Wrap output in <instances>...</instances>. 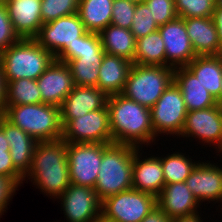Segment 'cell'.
Returning a JSON list of instances; mask_svg holds the SVG:
<instances>
[{"label": "cell", "instance_id": "6da1fadb", "mask_svg": "<svg viewBox=\"0 0 222 222\" xmlns=\"http://www.w3.org/2000/svg\"><path fill=\"white\" fill-rule=\"evenodd\" d=\"M107 107L112 143L140 149L156 140L149 108L122 94L108 96Z\"/></svg>", "mask_w": 222, "mask_h": 222}, {"label": "cell", "instance_id": "7a4b0ae2", "mask_svg": "<svg viewBox=\"0 0 222 222\" xmlns=\"http://www.w3.org/2000/svg\"><path fill=\"white\" fill-rule=\"evenodd\" d=\"M29 176V177H28ZM31 178L41 192L50 198H58L68 188L70 172L67 158V142L62 138L37 143L30 170L24 176Z\"/></svg>", "mask_w": 222, "mask_h": 222}, {"label": "cell", "instance_id": "3957f363", "mask_svg": "<svg viewBox=\"0 0 222 222\" xmlns=\"http://www.w3.org/2000/svg\"><path fill=\"white\" fill-rule=\"evenodd\" d=\"M136 148L123 144H103V156L96 185L98 198L118 194L132 188L133 158Z\"/></svg>", "mask_w": 222, "mask_h": 222}, {"label": "cell", "instance_id": "277c9868", "mask_svg": "<svg viewBox=\"0 0 222 222\" xmlns=\"http://www.w3.org/2000/svg\"><path fill=\"white\" fill-rule=\"evenodd\" d=\"M54 60V55L33 38H21L0 53L5 83L21 78L37 80Z\"/></svg>", "mask_w": 222, "mask_h": 222}, {"label": "cell", "instance_id": "5b68a950", "mask_svg": "<svg viewBox=\"0 0 222 222\" xmlns=\"http://www.w3.org/2000/svg\"><path fill=\"white\" fill-rule=\"evenodd\" d=\"M3 116L38 142L62 138L58 106L44 103L5 106Z\"/></svg>", "mask_w": 222, "mask_h": 222}, {"label": "cell", "instance_id": "8992f818", "mask_svg": "<svg viewBox=\"0 0 222 222\" xmlns=\"http://www.w3.org/2000/svg\"><path fill=\"white\" fill-rule=\"evenodd\" d=\"M174 68L132 65L122 95L151 109L173 81Z\"/></svg>", "mask_w": 222, "mask_h": 222}, {"label": "cell", "instance_id": "52a82bcc", "mask_svg": "<svg viewBox=\"0 0 222 222\" xmlns=\"http://www.w3.org/2000/svg\"><path fill=\"white\" fill-rule=\"evenodd\" d=\"M155 207L157 197L131 188L106 197L101 216L113 222H141Z\"/></svg>", "mask_w": 222, "mask_h": 222}, {"label": "cell", "instance_id": "ba28073f", "mask_svg": "<svg viewBox=\"0 0 222 222\" xmlns=\"http://www.w3.org/2000/svg\"><path fill=\"white\" fill-rule=\"evenodd\" d=\"M61 124L62 139L67 143L112 144L107 106L75 119H61Z\"/></svg>", "mask_w": 222, "mask_h": 222}, {"label": "cell", "instance_id": "9c48e42d", "mask_svg": "<svg viewBox=\"0 0 222 222\" xmlns=\"http://www.w3.org/2000/svg\"><path fill=\"white\" fill-rule=\"evenodd\" d=\"M155 136L159 134L179 136L188 113L183 94L174 81L150 109Z\"/></svg>", "mask_w": 222, "mask_h": 222}, {"label": "cell", "instance_id": "30bf717a", "mask_svg": "<svg viewBox=\"0 0 222 222\" xmlns=\"http://www.w3.org/2000/svg\"><path fill=\"white\" fill-rule=\"evenodd\" d=\"M103 156V143H67L70 183L94 188Z\"/></svg>", "mask_w": 222, "mask_h": 222}, {"label": "cell", "instance_id": "8fae6325", "mask_svg": "<svg viewBox=\"0 0 222 222\" xmlns=\"http://www.w3.org/2000/svg\"><path fill=\"white\" fill-rule=\"evenodd\" d=\"M86 32L78 13H75L43 24L33 39L57 59Z\"/></svg>", "mask_w": 222, "mask_h": 222}, {"label": "cell", "instance_id": "7c38bea8", "mask_svg": "<svg viewBox=\"0 0 222 222\" xmlns=\"http://www.w3.org/2000/svg\"><path fill=\"white\" fill-rule=\"evenodd\" d=\"M193 137L208 145L218 146L222 153V105L189 111L179 137Z\"/></svg>", "mask_w": 222, "mask_h": 222}, {"label": "cell", "instance_id": "4fadbf2b", "mask_svg": "<svg viewBox=\"0 0 222 222\" xmlns=\"http://www.w3.org/2000/svg\"><path fill=\"white\" fill-rule=\"evenodd\" d=\"M57 199L69 222H95L101 216L102 201L92 187L70 184Z\"/></svg>", "mask_w": 222, "mask_h": 222}, {"label": "cell", "instance_id": "5bb4252c", "mask_svg": "<svg viewBox=\"0 0 222 222\" xmlns=\"http://www.w3.org/2000/svg\"><path fill=\"white\" fill-rule=\"evenodd\" d=\"M158 30L164 41L166 67H186L196 57L183 18L177 17Z\"/></svg>", "mask_w": 222, "mask_h": 222}, {"label": "cell", "instance_id": "9a60e30c", "mask_svg": "<svg viewBox=\"0 0 222 222\" xmlns=\"http://www.w3.org/2000/svg\"><path fill=\"white\" fill-rule=\"evenodd\" d=\"M37 85L42 103L58 107L75 86L68 65L56 59L38 77Z\"/></svg>", "mask_w": 222, "mask_h": 222}, {"label": "cell", "instance_id": "2e32d148", "mask_svg": "<svg viewBox=\"0 0 222 222\" xmlns=\"http://www.w3.org/2000/svg\"><path fill=\"white\" fill-rule=\"evenodd\" d=\"M199 162L192 169L185 183L196 199L201 202H222V167Z\"/></svg>", "mask_w": 222, "mask_h": 222}, {"label": "cell", "instance_id": "e0dca14e", "mask_svg": "<svg viewBox=\"0 0 222 222\" xmlns=\"http://www.w3.org/2000/svg\"><path fill=\"white\" fill-rule=\"evenodd\" d=\"M4 5L20 38H34L41 26V0H5Z\"/></svg>", "mask_w": 222, "mask_h": 222}, {"label": "cell", "instance_id": "ac0fdd59", "mask_svg": "<svg viewBox=\"0 0 222 222\" xmlns=\"http://www.w3.org/2000/svg\"><path fill=\"white\" fill-rule=\"evenodd\" d=\"M141 149L136 148L133 158L132 188L157 197L165 185L161 157L140 159Z\"/></svg>", "mask_w": 222, "mask_h": 222}, {"label": "cell", "instance_id": "d6986e66", "mask_svg": "<svg viewBox=\"0 0 222 222\" xmlns=\"http://www.w3.org/2000/svg\"><path fill=\"white\" fill-rule=\"evenodd\" d=\"M108 96L93 86H74L60 107L61 119H75L107 106Z\"/></svg>", "mask_w": 222, "mask_h": 222}, {"label": "cell", "instance_id": "ffe728a7", "mask_svg": "<svg viewBox=\"0 0 222 222\" xmlns=\"http://www.w3.org/2000/svg\"><path fill=\"white\" fill-rule=\"evenodd\" d=\"M199 201L185 182L165 184L157 196V206L170 218L199 213Z\"/></svg>", "mask_w": 222, "mask_h": 222}, {"label": "cell", "instance_id": "44dd1931", "mask_svg": "<svg viewBox=\"0 0 222 222\" xmlns=\"http://www.w3.org/2000/svg\"><path fill=\"white\" fill-rule=\"evenodd\" d=\"M0 128L9 143L11 160L14 167L25 176L30 170L32 157L38 141L0 116Z\"/></svg>", "mask_w": 222, "mask_h": 222}, {"label": "cell", "instance_id": "7402d4cb", "mask_svg": "<svg viewBox=\"0 0 222 222\" xmlns=\"http://www.w3.org/2000/svg\"><path fill=\"white\" fill-rule=\"evenodd\" d=\"M183 19L196 56L221 54L219 36L212 17Z\"/></svg>", "mask_w": 222, "mask_h": 222}, {"label": "cell", "instance_id": "603a6c76", "mask_svg": "<svg viewBox=\"0 0 222 222\" xmlns=\"http://www.w3.org/2000/svg\"><path fill=\"white\" fill-rule=\"evenodd\" d=\"M132 65L123 57L105 53L99 67L97 88L107 96L122 94Z\"/></svg>", "mask_w": 222, "mask_h": 222}, {"label": "cell", "instance_id": "cb8c5ba5", "mask_svg": "<svg viewBox=\"0 0 222 222\" xmlns=\"http://www.w3.org/2000/svg\"><path fill=\"white\" fill-rule=\"evenodd\" d=\"M173 81L183 94L188 112L206 109L218 104L217 100L187 67L174 68Z\"/></svg>", "mask_w": 222, "mask_h": 222}, {"label": "cell", "instance_id": "d4e9b609", "mask_svg": "<svg viewBox=\"0 0 222 222\" xmlns=\"http://www.w3.org/2000/svg\"><path fill=\"white\" fill-rule=\"evenodd\" d=\"M186 67L197 77L198 81L220 105L222 56H196Z\"/></svg>", "mask_w": 222, "mask_h": 222}, {"label": "cell", "instance_id": "484cf974", "mask_svg": "<svg viewBox=\"0 0 222 222\" xmlns=\"http://www.w3.org/2000/svg\"><path fill=\"white\" fill-rule=\"evenodd\" d=\"M99 36L105 53L123 57L134 63L136 39L129 29L109 24Z\"/></svg>", "mask_w": 222, "mask_h": 222}, {"label": "cell", "instance_id": "4316f807", "mask_svg": "<svg viewBox=\"0 0 222 222\" xmlns=\"http://www.w3.org/2000/svg\"><path fill=\"white\" fill-rule=\"evenodd\" d=\"M114 0H80L78 15L87 32L100 33L112 20Z\"/></svg>", "mask_w": 222, "mask_h": 222}, {"label": "cell", "instance_id": "83f0119b", "mask_svg": "<svg viewBox=\"0 0 222 222\" xmlns=\"http://www.w3.org/2000/svg\"><path fill=\"white\" fill-rule=\"evenodd\" d=\"M105 52L79 53V58L70 60L68 65L74 85L97 87L99 67Z\"/></svg>", "mask_w": 222, "mask_h": 222}, {"label": "cell", "instance_id": "f1b7e54d", "mask_svg": "<svg viewBox=\"0 0 222 222\" xmlns=\"http://www.w3.org/2000/svg\"><path fill=\"white\" fill-rule=\"evenodd\" d=\"M134 64L166 66V53L159 30L136 40Z\"/></svg>", "mask_w": 222, "mask_h": 222}, {"label": "cell", "instance_id": "f546056e", "mask_svg": "<svg viewBox=\"0 0 222 222\" xmlns=\"http://www.w3.org/2000/svg\"><path fill=\"white\" fill-rule=\"evenodd\" d=\"M42 103L37 80L21 78L6 83L5 106Z\"/></svg>", "mask_w": 222, "mask_h": 222}, {"label": "cell", "instance_id": "4dcf8cb0", "mask_svg": "<svg viewBox=\"0 0 222 222\" xmlns=\"http://www.w3.org/2000/svg\"><path fill=\"white\" fill-rule=\"evenodd\" d=\"M165 184L177 182H185L190 175L192 169L196 166V162H192L189 156L184 154L173 153L165 157H161Z\"/></svg>", "mask_w": 222, "mask_h": 222}, {"label": "cell", "instance_id": "1f68e13d", "mask_svg": "<svg viewBox=\"0 0 222 222\" xmlns=\"http://www.w3.org/2000/svg\"><path fill=\"white\" fill-rule=\"evenodd\" d=\"M87 52H105L102 48L99 33L86 32L73 45H69L56 60L67 63L79 58V53Z\"/></svg>", "mask_w": 222, "mask_h": 222}, {"label": "cell", "instance_id": "d6a6232c", "mask_svg": "<svg viewBox=\"0 0 222 222\" xmlns=\"http://www.w3.org/2000/svg\"><path fill=\"white\" fill-rule=\"evenodd\" d=\"M80 0H41L43 24L78 12Z\"/></svg>", "mask_w": 222, "mask_h": 222}, {"label": "cell", "instance_id": "836d02e7", "mask_svg": "<svg viewBox=\"0 0 222 222\" xmlns=\"http://www.w3.org/2000/svg\"><path fill=\"white\" fill-rule=\"evenodd\" d=\"M175 8L178 17H212L215 8V0H175Z\"/></svg>", "mask_w": 222, "mask_h": 222}, {"label": "cell", "instance_id": "e575fe53", "mask_svg": "<svg viewBox=\"0 0 222 222\" xmlns=\"http://www.w3.org/2000/svg\"><path fill=\"white\" fill-rule=\"evenodd\" d=\"M159 26L155 22L151 11L144 3H136L135 13L132 19L130 31L135 39L144 37L150 33L157 31Z\"/></svg>", "mask_w": 222, "mask_h": 222}, {"label": "cell", "instance_id": "d590c367", "mask_svg": "<svg viewBox=\"0 0 222 222\" xmlns=\"http://www.w3.org/2000/svg\"><path fill=\"white\" fill-rule=\"evenodd\" d=\"M158 26L178 17L175 0H144Z\"/></svg>", "mask_w": 222, "mask_h": 222}, {"label": "cell", "instance_id": "8d00e7d4", "mask_svg": "<svg viewBox=\"0 0 222 222\" xmlns=\"http://www.w3.org/2000/svg\"><path fill=\"white\" fill-rule=\"evenodd\" d=\"M136 3L130 0H114L112 5V20L114 26L129 29L135 13Z\"/></svg>", "mask_w": 222, "mask_h": 222}, {"label": "cell", "instance_id": "74e56055", "mask_svg": "<svg viewBox=\"0 0 222 222\" xmlns=\"http://www.w3.org/2000/svg\"><path fill=\"white\" fill-rule=\"evenodd\" d=\"M21 38L14 31L13 25L4 4H0V53Z\"/></svg>", "mask_w": 222, "mask_h": 222}, {"label": "cell", "instance_id": "f35d334b", "mask_svg": "<svg viewBox=\"0 0 222 222\" xmlns=\"http://www.w3.org/2000/svg\"><path fill=\"white\" fill-rule=\"evenodd\" d=\"M0 175L9 178L17 187L23 184L24 176L14 167L10 151L0 152Z\"/></svg>", "mask_w": 222, "mask_h": 222}, {"label": "cell", "instance_id": "ab89813d", "mask_svg": "<svg viewBox=\"0 0 222 222\" xmlns=\"http://www.w3.org/2000/svg\"><path fill=\"white\" fill-rule=\"evenodd\" d=\"M17 188L18 187L9 178L0 175V217L6 211L5 209L9 204L8 202L13 197Z\"/></svg>", "mask_w": 222, "mask_h": 222}, {"label": "cell", "instance_id": "60d3db41", "mask_svg": "<svg viewBox=\"0 0 222 222\" xmlns=\"http://www.w3.org/2000/svg\"><path fill=\"white\" fill-rule=\"evenodd\" d=\"M141 222H172V219L157 206Z\"/></svg>", "mask_w": 222, "mask_h": 222}, {"label": "cell", "instance_id": "b9f144b4", "mask_svg": "<svg viewBox=\"0 0 222 222\" xmlns=\"http://www.w3.org/2000/svg\"><path fill=\"white\" fill-rule=\"evenodd\" d=\"M212 19L214 21L215 27L218 32L220 47L222 52V7L215 8V11L212 15Z\"/></svg>", "mask_w": 222, "mask_h": 222}, {"label": "cell", "instance_id": "7bdbcfd3", "mask_svg": "<svg viewBox=\"0 0 222 222\" xmlns=\"http://www.w3.org/2000/svg\"><path fill=\"white\" fill-rule=\"evenodd\" d=\"M5 88L6 83L4 81L3 71L0 65V116L5 112Z\"/></svg>", "mask_w": 222, "mask_h": 222}, {"label": "cell", "instance_id": "ee69618b", "mask_svg": "<svg viewBox=\"0 0 222 222\" xmlns=\"http://www.w3.org/2000/svg\"><path fill=\"white\" fill-rule=\"evenodd\" d=\"M202 218L200 217L199 213H194L186 216H181L178 218H173L172 222H203L201 220Z\"/></svg>", "mask_w": 222, "mask_h": 222}, {"label": "cell", "instance_id": "f6af8a7d", "mask_svg": "<svg viewBox=\"0 0 222 222\" xmlns=\"http://www.w3.org/2000/svg\"><path fill=\"white\" fill-rule=\"evenodd\" d=\"M3 151H10V147L3 130L0 128V152Z\"/></svg>", "mask_w": 222, "mask_h": 222}, {"label": "cell", "instance_id": "bcb514c9", "mask_svg": "<svg viewBox=\"0 0 222 222\" xmlns=\"http://www.w3.org/2000/svg\"><path fill=\"white\" fill-rule=\"evenodd\" d=\"M95 222H113V221L107 220L104 217L100 216Z\"/></svg>", "mask_w": 222, "mask_h": 222}, {"label": "cell", "instance_id": "7dc6e473", "mask_svg": "<svg viewBox=\"0 0 222 222\" xmlns=\"http://www.w3.org/2000/svg\"><path fill=\"white\" fill-rule=\"evenodd\" d=\"M216 7H222V0H215Z\"/></svg>", "mask_w": 222, "mask_h": 222}, {"label": "cell", "instance_id": "c3c4849f", "mask_svg": "<svg viewBox=\"0 0 222 222\" xmlns=\"http://www.w3.org/2000/svg\"><path fill=\"white\" fill-rule=\"evenodd\" d=\"M220 105H222V82H221V92H220Z\"/></svg>", "mask_w": 222, "mask_h": 222}, {"label": "cell", "instance_id": "681fc988", "mask_svg": "<svg viewBox=\"0 0 222 222\" xmlns=\"http://www.w3.org/2000/svg\"><path fill=\"white\" fill-rule=\"evenodd\" d=\"M130 1H133L135 3H141V2H144V0H130Z\"/></svg>", "mask_w": 222, "mask_h": 222}, {"label": "cell", "instance_id": "f907efd6", "mask_svg": "<svg viewBox=\"0 0 222 222\" xmlns=\"http://www.w3.org/2000/svg\"><path fill=\"white\" fill-rule=\"evenodd\" d=\"M4 1H5V0H0V4H4Z\"/></svg>", "mask_w": 222, "mask_h": 222}]
</instances>
